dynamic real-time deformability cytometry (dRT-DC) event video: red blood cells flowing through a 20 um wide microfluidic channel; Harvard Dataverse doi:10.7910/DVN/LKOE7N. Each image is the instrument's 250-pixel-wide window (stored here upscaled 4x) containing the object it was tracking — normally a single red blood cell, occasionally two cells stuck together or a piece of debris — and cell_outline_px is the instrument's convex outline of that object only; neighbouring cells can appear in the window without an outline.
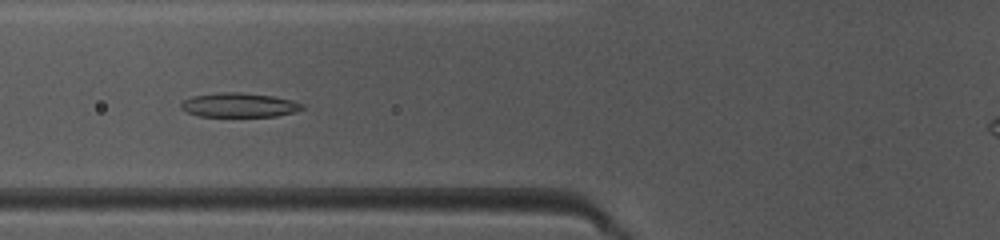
{"species": "common noctule bat (a hibernating species)", "species_latin": "Nyctalus noctula", "temperature_condition": "warm", "stored_images_in_passage": 39, "camera_frame_rate_fps": 3000, "um_per_image_px": 0.085, "animal": {"sex": "female", "body_mass_g": 10.0, "forearm_length_mm": 53.1}, "frame": {"image": 1, "passage_image": 8, "time_ms": 2.333, "image_size_px": [1000, 240], "cell_outline_px": [[304, 108], [292, 112], [276, 116], [200, 116], [188, 112], [180, 108], [180, 104], [184, 100], [192, 96], [220, 92], [240, 92], [272, 96], [292, 100], [304, 104]], "centroid_in_image_um": [20.31, 8.92], "position_along_channel_um": 105.5, "area_um2": 16.99}}
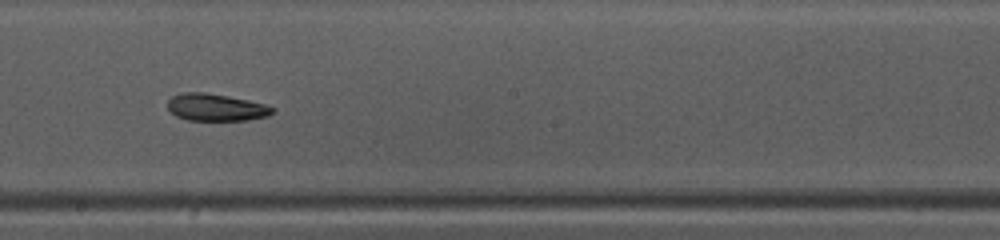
{"frame": {"image": 2, "passage_image": 17, "time_ms": 5.333, "image_size_px": [1000, 240], "cell_outline_px": [[276, 112], [268, 116], [248, 120], [188, 120], [176, 116], [168, 108], [168, 100], [172, 96], [184, 92], [204, 92], [228, 96], [248, 100], [264, 104], [276, 108]], "centroid_in_image_um": [18.39, 9.13], "position_along_channel_um": 229.8, "area_um2": 16.65}}
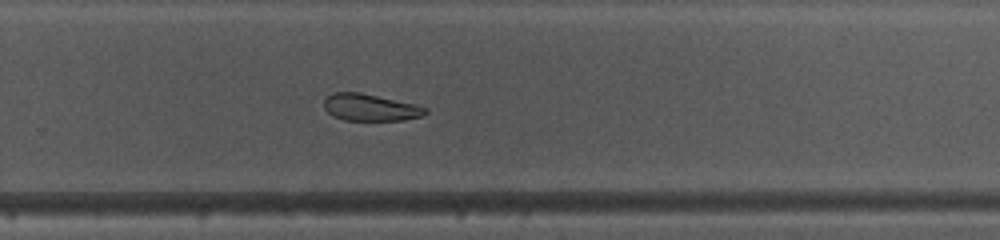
{"frame": {"image": 3, "passage_image": 22, "time_ms": 7.0, "image_size_px": [1000, 240], "cell_outline_px": [[428, 112], [420, 116], [404, 120], [344, 120], [332, 116], [324, 108], [324, 100], [332, 92], [360, 92], [416, 104], [428, 108]], "centroid_in_image_um": [31.47, 9.13], "position_along_channel_um": 298.3, "area_um2": 15.95}, "authors_computed_cell_mechanics": {"area_um2": 17.9758, "velocity_mm_per_s": 4.1337, "shape_relaxation_time_tau1_ms": 7.2224, "shape_relaxation_time_tau2_ms": 5.2923, "deformation_change_tau1": 0.1603, "deformation_change_tau2": 0.1046}}